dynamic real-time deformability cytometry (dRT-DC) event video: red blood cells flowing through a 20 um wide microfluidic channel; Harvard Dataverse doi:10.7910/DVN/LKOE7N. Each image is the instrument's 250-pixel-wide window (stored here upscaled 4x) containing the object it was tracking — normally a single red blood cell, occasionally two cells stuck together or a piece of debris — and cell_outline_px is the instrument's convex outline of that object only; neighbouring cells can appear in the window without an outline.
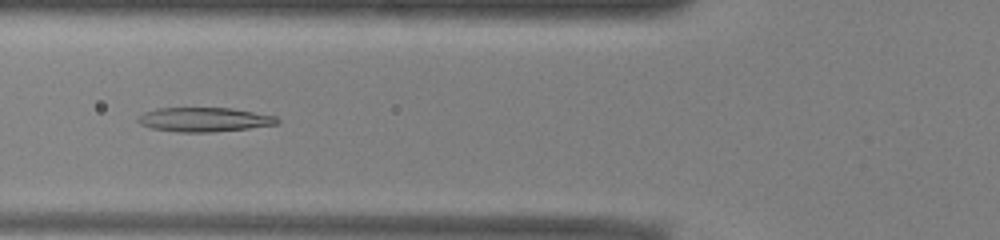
{"species": "common noctule bat (a hibernating species)", "species_latin": "Nyctalus noctula", "temperature_condition": "warm", "stored_images_in_passage": 50, "camera_frame_rate_fps": 3000, "um_per_image_px": 0.085, "animal": {"sex": "male", "body_mass_g": 13.0, "forearm_length_mm": 53.1}, "frame": {"image": 1, "passage_image": 18, "time_ms": 5.667, "image_size_px": [1000, 240], "cell_outline_px": [[280, 120], [276, 124], [248, 128], [212, 132], [180, 132], [152, 128], [140, 124], [136, 120], [136, 116], [144, 112], [156, 108], [232, 108], [276, 116]], "centroid_in_image_um": [17.31, 10.15], "position_along_channel_um": 108.5, "area_um2": 19.65}}
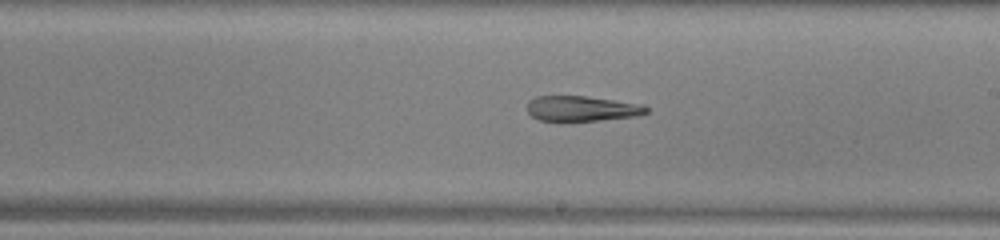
{"frame": {"image": 2, "passage_image": 28, "time_ms": 9.0, "image_size_px": [1000, 240], "cell_outline_px": [[648, 112], [636, 116], [600, 120], [540, 120], [532, 116], [528, 112], [528, 100], [536, 96], [584, 96], [644, 104], [648, 108]], "centroid_in_image_um": [49.47, 9.21], "position_along_channel_um": 239.5, "area_um2": 17.34}}
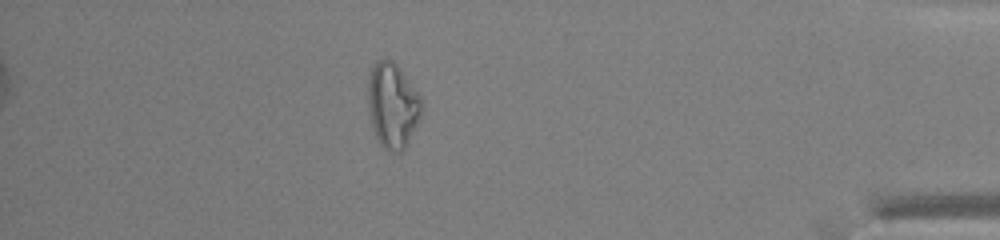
{"frame": {"image": 3, "passage_image": 44, "time_ms": 14.333, "image_size_px": [1000, 240], "cell_outline_px": [[420, 120], [408, 144], [400, 152], [396, 152], [384, 148], [380, 144], [372, 128], [368, 112], [368, 80], [372, 64], [376, 60], [384, 56], [392, 60], [396, 64], [420, 96]], "centroid_in_image_um": [33.33, 8.94], "position_along_channel_um": 401.9, "area_um2": 26.7}}